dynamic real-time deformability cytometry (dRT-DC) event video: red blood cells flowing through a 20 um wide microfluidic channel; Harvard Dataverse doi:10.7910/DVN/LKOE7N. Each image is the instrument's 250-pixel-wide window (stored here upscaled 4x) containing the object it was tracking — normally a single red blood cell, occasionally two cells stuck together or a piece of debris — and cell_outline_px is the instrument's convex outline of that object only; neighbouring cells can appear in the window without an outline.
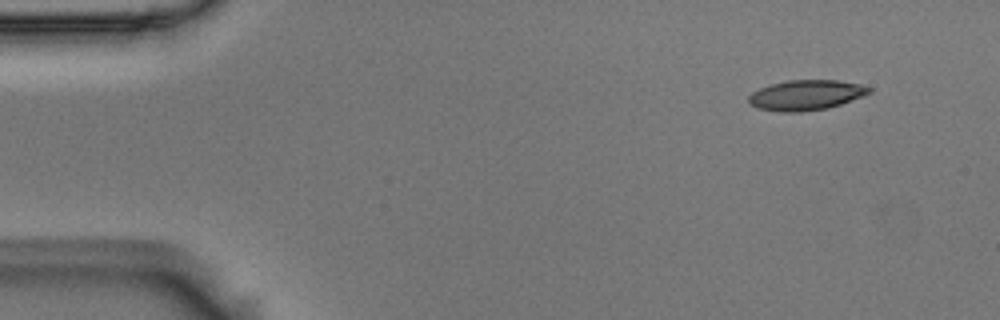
{"species": "Egyptian fruit bat (a non-hibernating species)", "species_latin": "Rousettus aegyptiacus", "temperature_condition": "room temperature", "stored_images_in_passage": 50, "camera_frame_rate_fps": 3000, "um_per_image_px": 0.085, "animal": {"sex": "male"}, "frame": {"image": 1, "passage_image": 1, "time_ms": 0.0, "image_size_px": [1000, 320], "cell_outline_px": [[872, 92], [864, 96], [828, 108], [800, 112], [780, 112], [756, 108], [748, 100], [748, 96], [752, 92], [768, 84], [788, 80], [836, 80], [860, 84], [872, 88]], "centroid_in_image_um": [68.51, 8.08], "position_along_channel_um": 16.5, "area_um2": 21.33}}
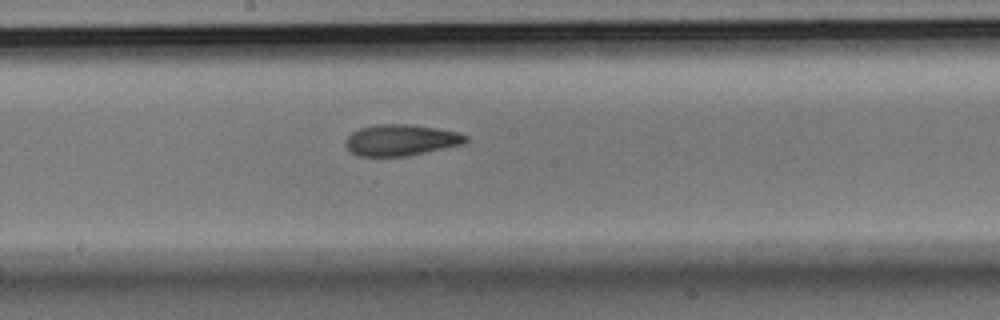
{"frame": {"image": 2, "passage_image": 25, "time_ms": 8.0, "image_size_px": [1000, 320], "cell_outline_px": [[468, 140], [464, 144], [408, 156], [356, 156], [344, 144], [348, 136], [352, 132], [360, 128], [376, 124], [408, 124], [436, 128], [456, 132], [468, 136]], "centroid_in_image_um": [34.08, 11.91], "position_along_channel_um": 214.1, "area_um2": 21.85}}
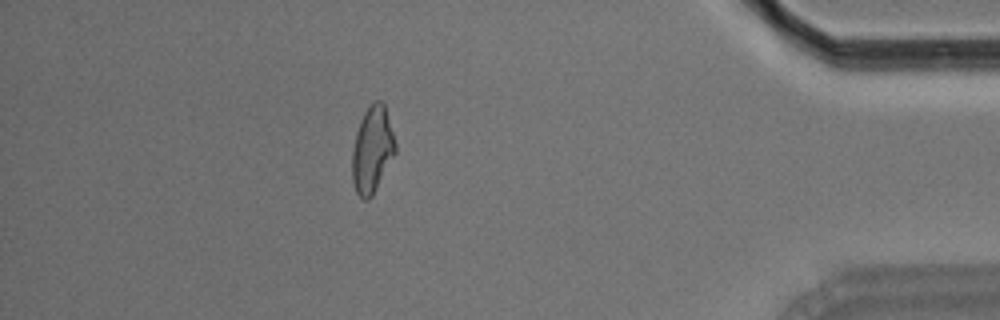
{"frame": {"image": 3, "passage_image": 44, "time_ms": 14.333, "image_size_px": [1000, 320], "cell_outline_px": [[396, 152], [372, 196], [368, 200], [364, 200], [356, 192], [352, 180], [352, 152], [356, 132], [360, 120], [364, 112], [376, 100], [380, 100], [384, 104], [396, 144]], "centroid_in_image_um": [31.63, 12.74], "position_along_channel_um": 403.6, "area_um2": 21.5}, "authors_computed_cell_mechanics": {"area_um2": 21.675, "velocity_mm_per_s": 3.6874, "shape_relaxation_time_tau1_ms": 9.7676, "shape_relaxation_time_tau2_ms": 3.9393, "deformation_change_tau1": 0.2194, "deformation_change_tau2": 0.12}}